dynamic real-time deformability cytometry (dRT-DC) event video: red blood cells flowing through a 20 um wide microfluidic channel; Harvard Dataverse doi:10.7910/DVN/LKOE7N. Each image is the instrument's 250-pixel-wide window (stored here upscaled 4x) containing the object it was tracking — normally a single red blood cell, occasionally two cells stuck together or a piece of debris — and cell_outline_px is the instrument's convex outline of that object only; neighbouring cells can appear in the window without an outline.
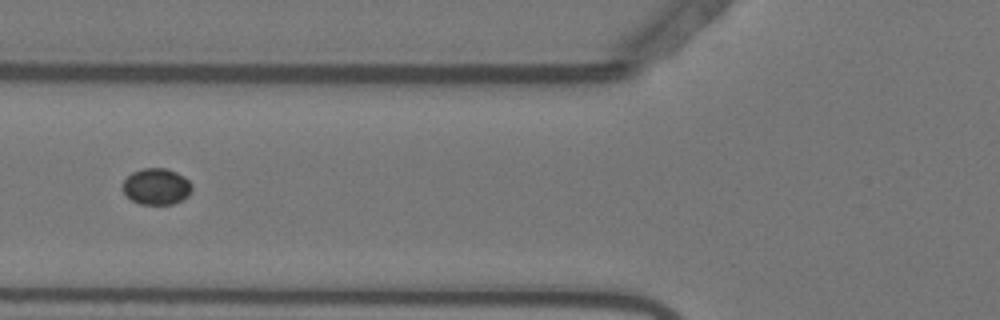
{"species": "Egyptian fruit bat (a non-hibernating species)", "species_latin": "Rousettus aegyptiacus", "temperature_condition": "warm", "stored_images_in_passage": 53, "camera_frame_rate_fps": 3000, "um_per_image_px": 0.085, "animal": {"sex": "female"}, "frame": {"image": 1, "passage_image": 19, "time_ms": 6.0, "image_size_px": [1000, 320], "cell_outline_px": [[192, 188], [188, 196], [172, 204], [140, 204], [132, 200], [120, 188], [124, 180], [132, 172], [144, 168], [164, 168], [176, 172], [184, 176], [192, 184]], "centroid_in_image_um": [13.28, 15.85], "position_along_channel_um": 112.5, "area_um2": 14.62}}
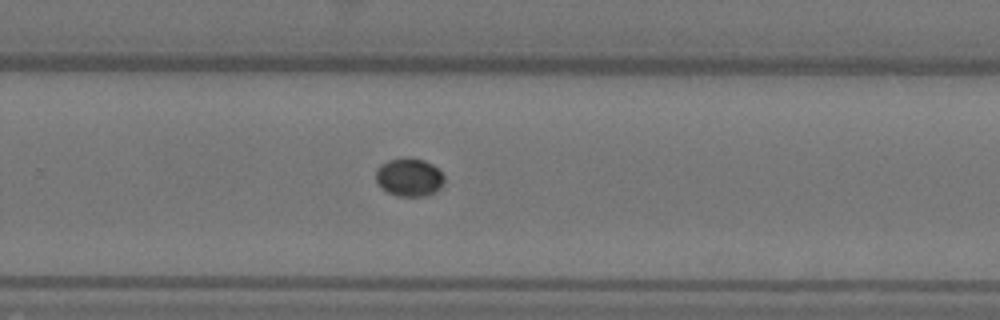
{"frame": {"image": 2, "passage_image": 34, "time_ms": 11.0, "image_size_px": [1000, 320], "cell_outline_px": [[444, 184], [436, 192], [424, 196], [396, 196], [380, 188], [376, 184], [376, 168], [380, 164], [388, 160], [424, 160], [432, 164], [444, 176]], "centroid_in_image_um": [34.76, 15.11], "position_along_channel_um": 295.0, "area_um2": 15.03}}
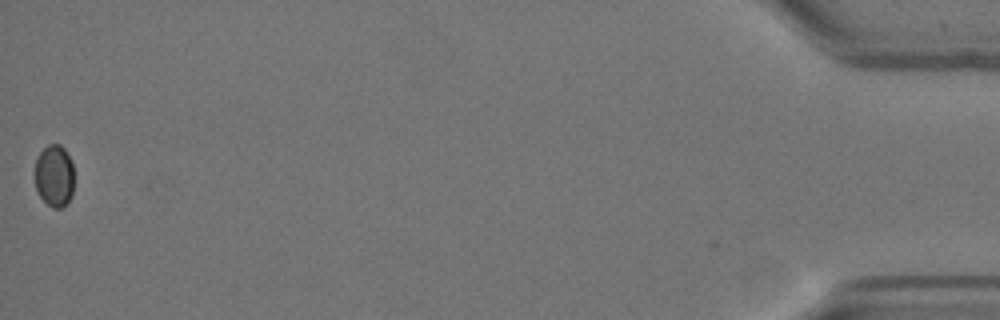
{"frame": {"image": 3, "passage_image": 53, "time_ms": 17.333, "image_size_px": [1000, 320], "cell_outline_px": [[72, 196], [68, 204], [64, 208], [52, 208], [40, 196], [36, 188], [36, 156], [48, 144], [60, 144], [64, 148], [72, 160]], "centroid_in_image_um": [4.63, 14.95], "position_along_channel_um": 430.6, "area_um2": 14.22}}